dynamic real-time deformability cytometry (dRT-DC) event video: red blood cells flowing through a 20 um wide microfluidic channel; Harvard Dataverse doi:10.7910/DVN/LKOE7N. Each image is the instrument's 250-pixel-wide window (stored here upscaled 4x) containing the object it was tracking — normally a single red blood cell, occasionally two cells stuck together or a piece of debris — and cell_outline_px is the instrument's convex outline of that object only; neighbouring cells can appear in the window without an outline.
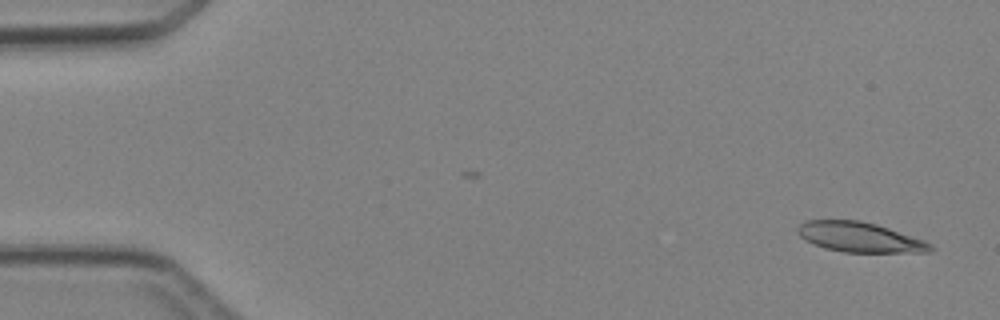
{"species": "Egyptian fruit bat (a non-hibernating species)", "species_latin": "Rousettus aegyptiacus", "temperature_condition": "cold", "stored_images_in_passage": 4, "camera_frame_rate_fps": 3000, "um_per_image_px": 0.085, "animal": {"sex": "female"}, "frame": {"image": 1, "passage_image": 1, "time_ms": 0.0, "image_size_px": [1000, 320], "cell_outline_px": [[936, 248], [932, 252], [844, 252], [824, 248], [800, 236], [796, 232], [796, 228], [804, 220], [860, 220], [876, 224], [924, 240], [932, 244]], "centroid_in_image_um": [73.1, 20.16], "position_along_channel_um": 11.9, "area_um2": 23.12}}
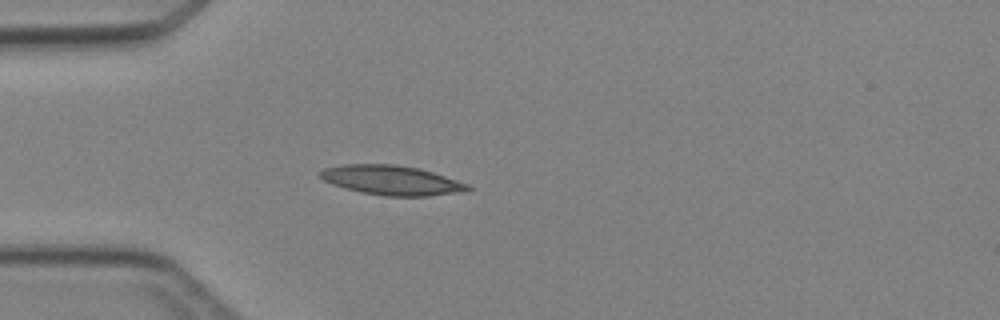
{"frame": {"image": 2, "passage_image": 4, "time_ms": 3.667, "image_size_px": [1000, 320], "cell_outline_px": [[472, 188], [468, 192], [428, 196], [384, 196], [344, 188], [332, 184], [324, 180], [316, 172], [324, 168], [344, 164], [396, 164], [420, 168], [468, 184]], "centroid_in_image_um": [33.3, 15.32], "position_along_channel_um": 51.7, "area_um2": 25.55}}